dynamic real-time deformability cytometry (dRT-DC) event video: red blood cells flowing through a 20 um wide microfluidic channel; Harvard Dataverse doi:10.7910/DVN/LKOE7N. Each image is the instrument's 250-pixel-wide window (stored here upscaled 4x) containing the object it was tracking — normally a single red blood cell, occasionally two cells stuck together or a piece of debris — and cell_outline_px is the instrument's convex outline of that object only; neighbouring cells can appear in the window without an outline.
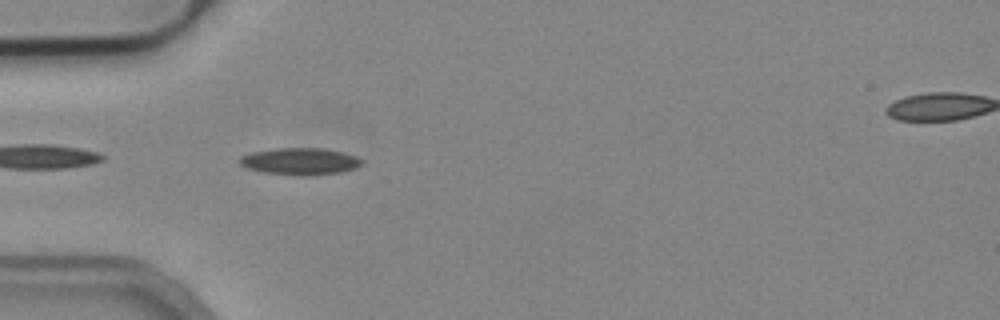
{"species": "common noctule bat (a hibernating species)", "species_latin": "Nyctalus noctula", "temperature_condition": "cold", "stored_images_in_passage": 38, "camera_frame_rate_fps": 3000, "um_per_image_px": 0.085, "animal": {"sex": "male", "body_mass_g": 19.2, "forearm_length_mm": 51.8}, "frame": {"image": 1, "passage_image": 1, "time_ms": 0.0, "image_size_px": [1000, 320], "cell_outline_px": [[364, 160], [356, 168], [340, 172], [304, 176], [264, 172], [244, 168], [236, 160], [240, 156], [252, 152], [276, 148], [324, 148], [344, 152], [356, 156]], "centroid_in_image_um": [25.47, 13.71], "position_along_channel_um": 59.5, "area_um2": 19.31}}
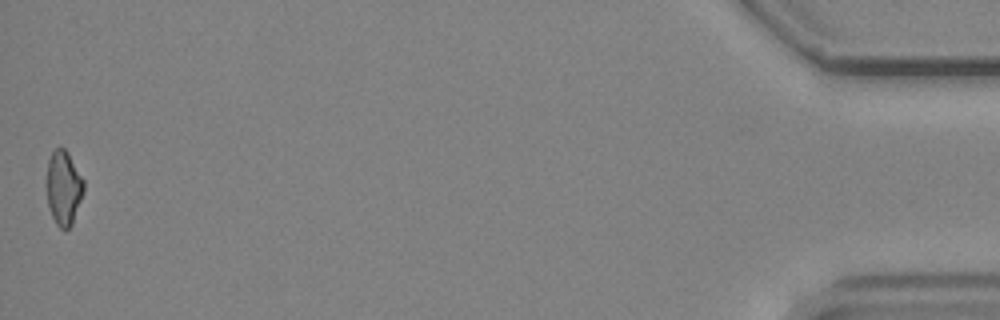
{"frame": {"image": 2, "passage_image": 38, "time_ms": 12.333, "image_size_px": [1000, 320], "cell_outline_px": [[84, 192], [72, 224], [64, 232], [56, 224], [52, 216], [48, 204], [48, 160], [52, 152], [56, 148], [64, 148], [68, 152], [84, 180]], "centroid_in_image_um": [5.43, 15.99], "position_along_channel_um": 429.8, "area_um2": 15.9}}